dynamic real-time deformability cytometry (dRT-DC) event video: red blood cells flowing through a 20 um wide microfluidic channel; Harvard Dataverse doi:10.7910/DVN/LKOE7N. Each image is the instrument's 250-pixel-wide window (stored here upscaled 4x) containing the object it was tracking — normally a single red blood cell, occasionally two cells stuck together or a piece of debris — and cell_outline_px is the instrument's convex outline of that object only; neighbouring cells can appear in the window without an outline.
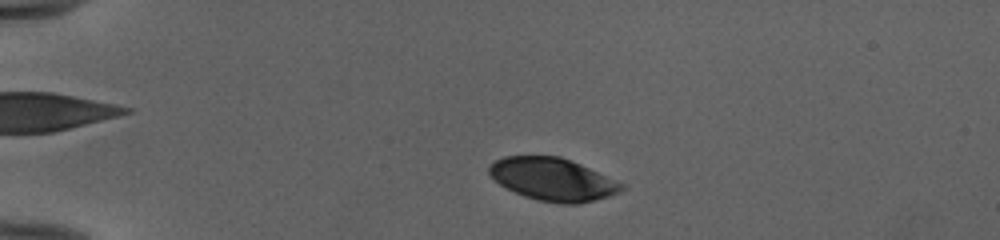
{"species": "human", "species_latin": "Homo sapiens", "temperature_condition": "cold", "stored_images_in_passage": 46, "camera_frame_rate_fps": 3000, "um_per_image_px": 0.085, "donor": {"sex": "female"}, "frame": {"image": 1, "passage_image": 6, "time_ms": 1.667, "image_size_px": [1000, 240], "cell_outline_px": [[624, 188], [620, 192], [596, 200], [576, 204], [560, 204], [540, 200], [524, 196], [500, 184], [488, 172], [488, 164], [504, 156], [560, 156], [572, 160], [624, 184]], "centroid_in_image_um": [46.99, 15.23], "position_along_channel_um": 38.0, "area_um2": 32.77}}
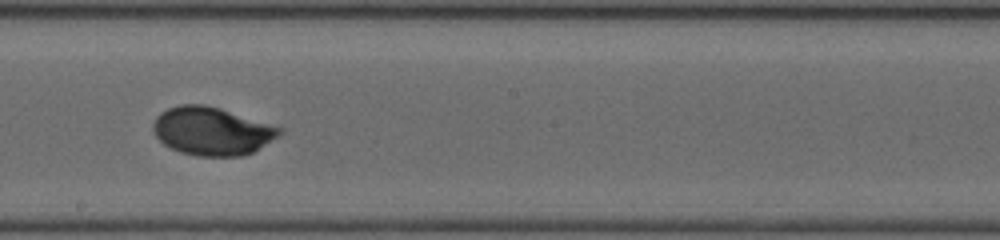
{"frame": {"image": 2, "passage_image": 25, "time_ms": 8.0, "image_size_px": [1000, 240], "cell_outline_px": [[284, 132], [280, 136], [252, 152], [240, 156], [196, 156], [180, 152], [164, 144], [156, 136], [152, 128], [152, 124], [156, 116], [160, 112], [168, 108], [180, 104], [204, 104], [220, 108], [284, 128]], "centroid_in_image_um": [18.02, 11.13], "position_along_channel_um": 230.2, "area_um2": 35.6}}
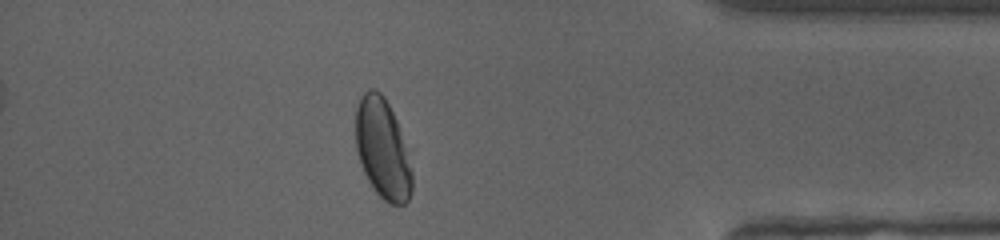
{"frame": {"image": 3, "passage_image": 40, "time_ms": 13.0, "image_size_px": [1000, 240], "cell_outline_px": [[412, 192], [408, 200], [404, 204], [388, 204], [376, 192], [368, 180], [360, 164], [356, 152], [356, 108], [360, 96], [368, 88], [376, 88], [384, 96], [396, 120], [412, 172]], "centroid_in_image_um": [32.49, 12.65], "position_along_channel_um": 402.7, "area_um2": 32.6}, "authors_computed_cell_mechanics": {"area_um2": 35.0557, "velocity_mm_per_s": 3.9797, "shape_relaxation_time_tau1_ms": 3.4943, "shape_relaxation_time_tau2_ms": null, "deformation_change_tau1": 0.1559, "deformation_change_tau2": null}}